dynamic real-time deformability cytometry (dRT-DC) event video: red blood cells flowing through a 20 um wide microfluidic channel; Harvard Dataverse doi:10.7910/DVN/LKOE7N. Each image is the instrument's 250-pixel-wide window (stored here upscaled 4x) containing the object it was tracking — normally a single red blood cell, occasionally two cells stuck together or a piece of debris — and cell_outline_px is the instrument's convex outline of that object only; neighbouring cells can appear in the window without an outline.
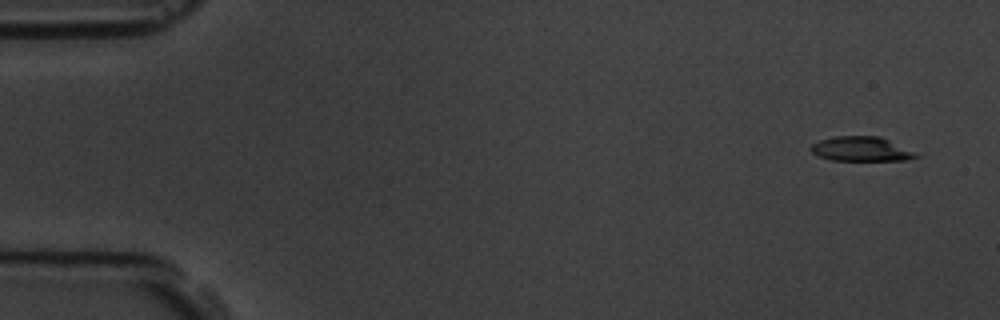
{"species": "common noctule bat (a hibernating species)", "species_latin": "Nyctalus noctula", "temperature_condition": "room temperature", "stored_images_in_passage": 6, "camera_frame_rate_fps": 3000, "um_per_image_px": 0.085, "animal": {"sex": "male", "body_mass_g": 19.5, "forearm_length_mm": 54.6}, "frame": {"image": 1, "passage_image": 1, "time_ms": 0.0, "image_size_px": [1000, 320], "cell_outline_px": [[920, 156], [908, 160], [832, 160], [816, 156], [808, 148], [812, 144], [820, 140], [836, 136], [880, 136]], "centroid_in_image_um": [73.11, 12.67], "position_along_channel_um": 11.9, "area_um2": 14.8}}
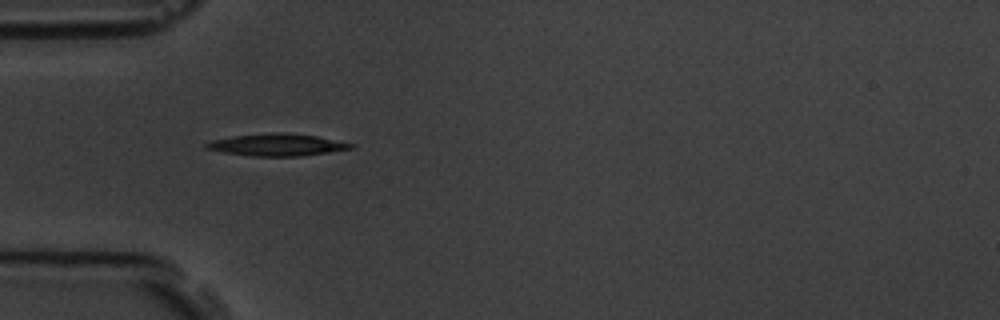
{"frame": {"image": 2, "passage_image": 5, "time_ms": 4.667, "image_size_px": [1000, 320], "cell_outline_px": [[356, 148], [300, 156], [252, 156], [224, 152], [204, 148], [204, 144], [208, 140], [232, 136], [280, 132], [284, 132], [316, 136], [356, 144]], "centroid_in_image_um": [23.54, 12.3], "position_along_channel_um": 61.5, "area_um2": 18.67}}
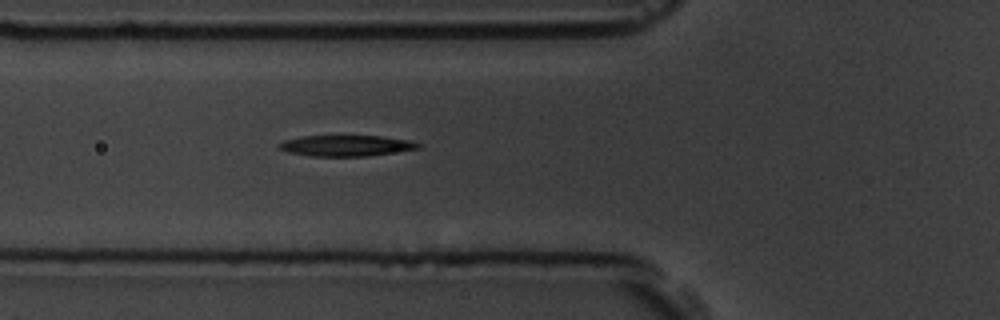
{"frame": {"image": 3, "passage_image": 6, "time_ms": 5.667, "image_size_px": [1000, 320], "cell_outline_px": [[420, 148], [368, 156], [312, 156], [288, 152], [280, 148], [276, 144], [284, 140], [304, 136], [380, 136], [408, 140], [420, 144]], "centroid_in_image_um": [29.4, 12.38], "position_along_channel_um": 96.4, "area_um2": 16.76}}